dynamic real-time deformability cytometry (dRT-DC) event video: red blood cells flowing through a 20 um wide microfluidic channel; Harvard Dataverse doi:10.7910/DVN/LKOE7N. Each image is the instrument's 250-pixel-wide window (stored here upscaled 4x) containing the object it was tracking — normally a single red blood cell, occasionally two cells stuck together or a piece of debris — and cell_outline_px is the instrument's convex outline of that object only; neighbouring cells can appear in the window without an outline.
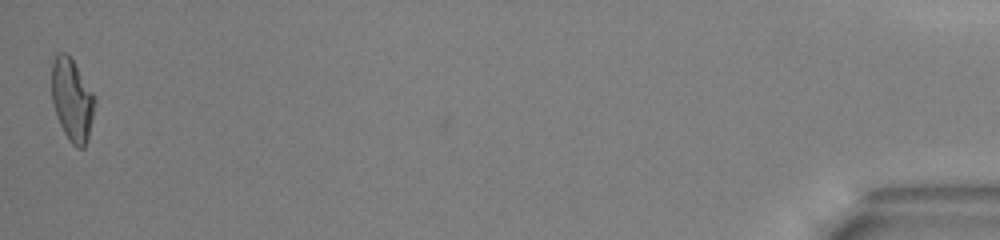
{"species": "common noctule bat (a hibernating species)", "species_latin": "Nyctalus noctula", "temperature_condition": "warm", "stored_images_in_passage": 38, "camera_frame_rate_fps": 3000, "um_per_image_px": 0.085, "animal": {"sex": "male", "body_mass_g": 13.0, "forearm_length_mm": 53.1}, "frame": {"image": 1, "passage_image": 37, "time_ms": 12.0, "image_size_px": [1000, 240], "cell_outline_px": [[96, 100], [88, 140], [84, 148], [76, 148], [68, 140], [56, 116], [52, 100], [52, 60], [56, 52], [64, 52], [72, 60], [92, 92]], "centroid_in_image_um": [6.11, 8.52], "position_along_channel_um": 429.1, "area_um2": 20.58}, "authors_computed_cell_mechanics": {"area_um2": 20.7502, "velocity_mm_per_s": 3.9895, "shape_relaxation_time_tau1_ms": 4.1256, "shape_relaxation_time_tau2_ms": 2.5321, "deformation_change_tau1": 0.1771, "deformation_change_tau2": 0.106}}